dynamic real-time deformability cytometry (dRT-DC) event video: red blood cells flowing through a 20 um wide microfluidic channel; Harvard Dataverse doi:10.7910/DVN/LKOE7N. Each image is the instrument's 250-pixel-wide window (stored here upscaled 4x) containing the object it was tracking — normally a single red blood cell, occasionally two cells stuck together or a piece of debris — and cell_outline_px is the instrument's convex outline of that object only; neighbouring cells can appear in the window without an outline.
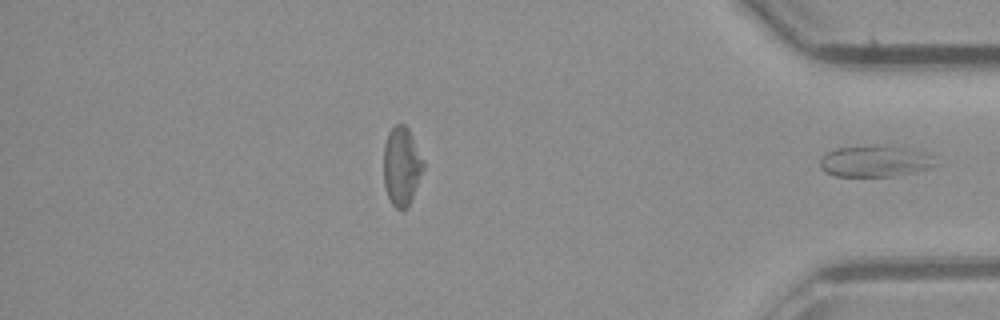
{"species": "common noctule bat (a hibernating species)", "species_latin": "Nyctalus noctula", "temperature_condition": "room temperature", "stored_images_in_passage": 36, "segment_of_instrument_passage": [2, 2], "camera_frame_rate_fps": 3000, "um_per_image_px": 0.085, "animal": {"sex": "male", "body_mass_g": 23.1, "forearm_length_mm": 52.7}, "frame": {"image": 1, "passage_image": 36, "time_ms": 11.667, "image_size_px": [1000, 320], "cell_outline_px": [[936, 164], [928, 168], [916, 172], [892, 176], [836, 176], [824, 172], [820, 168], [820, 160], [824, 152], [836, 148], [864, 144], [908, 148], [928, 152], [932, 156]], "centroid_in_image_um": [74.33, 13.68], "position_along_channel_um": 360.9, "area_um2": 21.5}}